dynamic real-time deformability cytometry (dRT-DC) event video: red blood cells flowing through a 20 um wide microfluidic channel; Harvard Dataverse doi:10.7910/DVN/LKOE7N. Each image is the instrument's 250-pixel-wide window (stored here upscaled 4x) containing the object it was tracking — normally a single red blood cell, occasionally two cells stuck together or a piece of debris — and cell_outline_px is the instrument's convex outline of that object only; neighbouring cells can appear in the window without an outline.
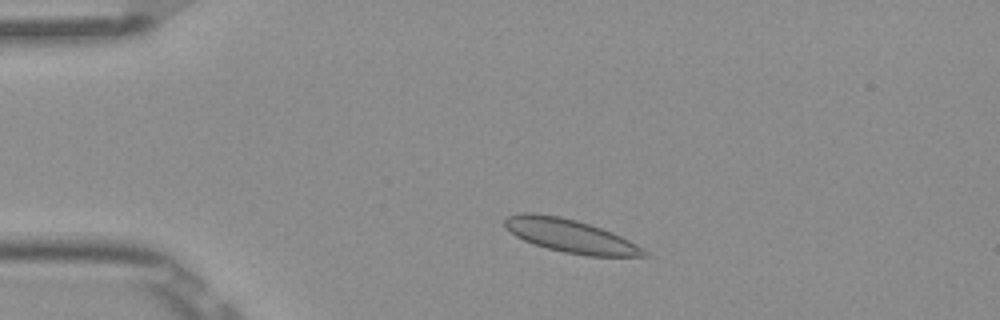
{"species": "Egyptian fruit bat (a non-hibernating species)", "species_latin": "Rousettus aegyptiacus", "temperature_condition": "room temperature", "stored_images_in_passage": 45, "camera_frame_rate_fps": 3000, "um_per_image_px": 0.085, "frame": {"image": 1, "passage_image": 4, "time_ms": 1.0, "image_size_px": [1000, 320], "cell_outline_px": [[652, 256], [588, 256], [564, 252], [548, 248], [524, 240], [516, 236], [504, 228], [504, 220], [508, 216], [520, 212], [532, 212], [560, 216], [576, 220], [612, 232], [644, 248]], "centroid_in_image_um": [48.46, 20.04], "position_along_channel_um": 36.5, "area_um2": 26.93}}
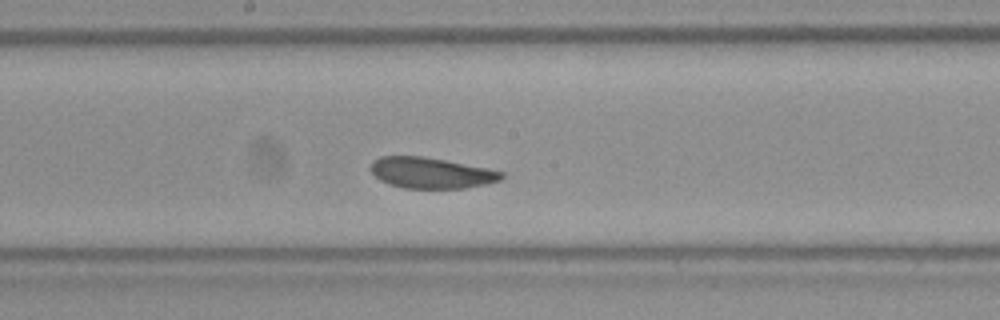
{"frame": {"image": 2, "passage_image": 21, "time_ms": 6.667, "image_size_px": [1000, 320], "cell_outline_px": [[504, 176], [500, 180], [484, 184], [464, 188], [404, 188], [380, 180], [372, 172], [372, 160], [380, 156], [424, 156], [488, 168], [504, 172]], "centroid_in_image_um": [36.66, 14.68], "position_along_channel_um": 211.5, "area_um2": 23.35}}
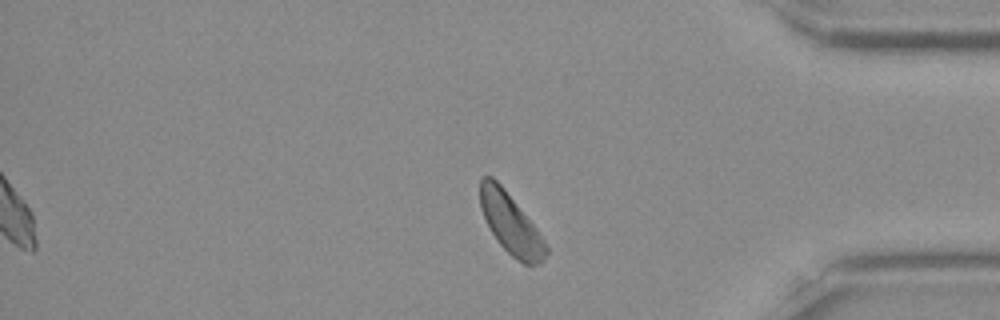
{"frame": {"image": 3, "passage_image": 37, "time_ms": 12.0, "image_size_px": [1000, 320], "cell_outline_px": [[548, 252], [540, 264], [524, 264], [516, 260], [496, 240], [480, 208], [480, 176], [492, 176], [500, 184], [536, 228], [548, 248]], "centroid_in_image_um": [43.39, 19.02], "position_along_channel_um": 391.8, "area_um2": 22.72}, "authors_computed_cell_mechanics": {"area_um2": 24.1604, "velocity_mm_per_s": 3.8098, "shape_relaxation_time_tau1_ms": 4.1758, "shape_relaxation_time_tau2_ms": 5.3634, "deformation_change_tau1": 0.0982, "deformation_change_tau2": 0.0832}}